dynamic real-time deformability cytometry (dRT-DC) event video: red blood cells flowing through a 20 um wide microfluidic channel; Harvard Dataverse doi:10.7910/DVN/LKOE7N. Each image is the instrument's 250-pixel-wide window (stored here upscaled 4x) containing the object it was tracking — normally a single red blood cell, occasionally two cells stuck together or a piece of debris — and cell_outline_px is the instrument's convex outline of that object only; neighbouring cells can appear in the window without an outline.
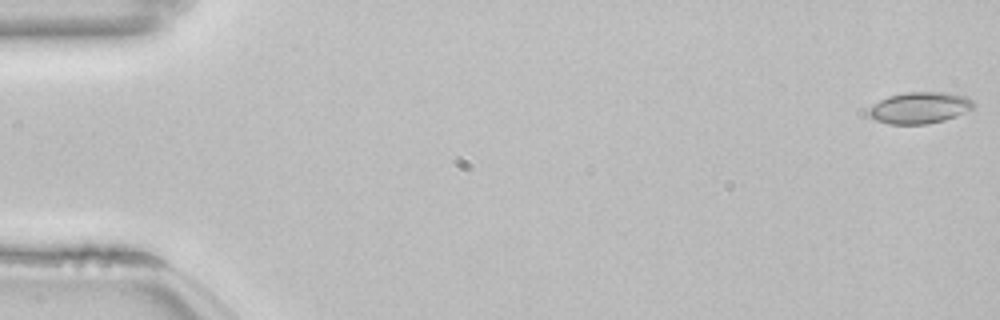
{"species": "common noctule bat (a hibernating species)", "species_latin": "Nyctalus noctula", "temperature_condition": "room temperature", "stored_images_in_passage": 17, "camera_frame_rate_fps": 3000, "um_per_image_px": 0.085, "animal": {"sex": "female", "body_mass_g": 22.7, "forearm_length_mm": 54.2}, "frame": {"image": 1, "passage_image": 1, "time_ms": 0.0, "image_size_px": [1000, 320], "cell_outline_px": [[976, 104], [972, 108], [964, 112], [944, 120], [928, 124], [888, 124], [876, 120], [868, 116], [868, 108], [872, 104], [888, 96], [904, 92], [948, 92], [968, 96]], "centroid_in_image_um": [78.15, 9.15], "position_along_channel_um": 6.8, "area_um2": 19.42}}
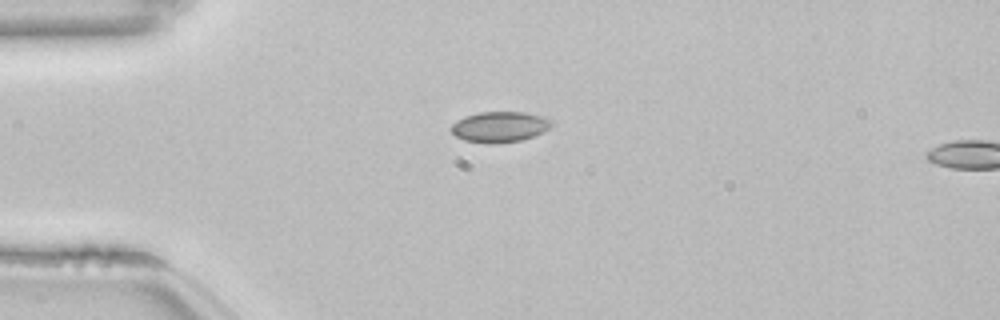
{"frame": {"image": 2, "passage_image": 14, "time_ms": 4.333, "image_size_px": [1000, 320], "cell_outline_px": [[552, 124], [548, 128], [532, 136], [520, 140], [496, 144], [488, 144], [464, 140], [456, 136], [452, 132], [452, 124], [456, 120], [464, 116], [480, 112], [524, 112], [544, 116], [552, 120]], "centroid_in_image_um": [42.45, 10.78], "position_along_channel_um": 42.6, "area_um2": 17.86}}